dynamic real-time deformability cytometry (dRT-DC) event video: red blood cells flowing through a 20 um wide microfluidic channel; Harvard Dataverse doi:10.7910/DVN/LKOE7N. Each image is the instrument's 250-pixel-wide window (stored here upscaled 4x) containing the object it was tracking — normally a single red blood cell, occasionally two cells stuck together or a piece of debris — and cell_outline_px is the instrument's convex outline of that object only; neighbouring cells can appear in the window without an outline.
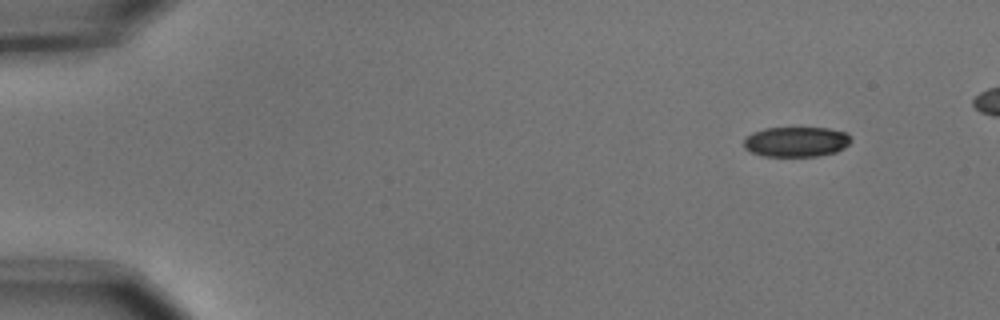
{"species": "common noctule bat (a hibernating species)", "species_latin": "Nyctalus noctula", "temperature_condition": "cold", "stored_images_in_passage": 5, "camera_frame_rate_fps": 3000, "um_per_image_px": 0.085, "animal": {"sex": "male", "body_mass_g": 15.6}, "frame": {"image": 1, "passage_image": 1, "time_ms": 0.0, "image_size_px": [1000, 320], "cell_outline_px": [[852, 140], [844, 148], [836, 152], [816, 156], [764, 156], [752, 152], [744, 148], [744, 136], [752, 132], [764, 128], [828, 128], [844, 132]], "centroid_in_image_um": [67.64, 12.05], "position_along_channel_um": 17.4, "area_um2": 18.79}}